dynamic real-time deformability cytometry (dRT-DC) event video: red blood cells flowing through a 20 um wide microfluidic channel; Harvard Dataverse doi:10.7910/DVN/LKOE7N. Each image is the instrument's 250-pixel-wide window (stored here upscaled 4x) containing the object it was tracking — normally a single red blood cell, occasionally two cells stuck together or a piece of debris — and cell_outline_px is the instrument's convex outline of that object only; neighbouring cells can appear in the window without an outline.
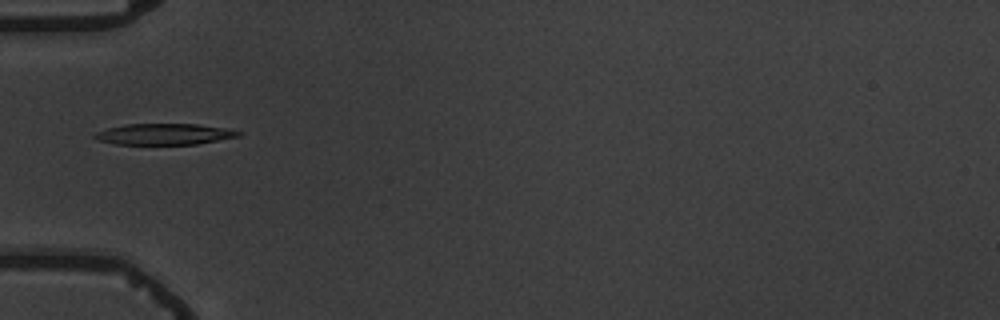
{"species": "common noctule bat (a hibernating species)", "species_latin": "Nyctalus noctula", "temperature_condition": "warm", "stored_images_in_passage": 8, "camera_frame_rate_fps": 3000, "um_per_image_px": 0.085, "animal": {"sex": "male", "body_mass_g": 19.5, "forearm_length_mm": 54.6}, "frame": {"image": 1, "passage_image": 5, "time_ms": 4.667, "image_size_px": [1000, 320], "cell_outline_px": [[244, 132], [240, 136], [196, 144], [116, 144], [100, 140], [92, 136], [96, 132], [108, 128], [124, 124], [196, 124], [228, 128]], "centroid_in_image_um": [14.01, 11.39], "position_along_channel_um": 71.0, "area_um2": 17.63}}
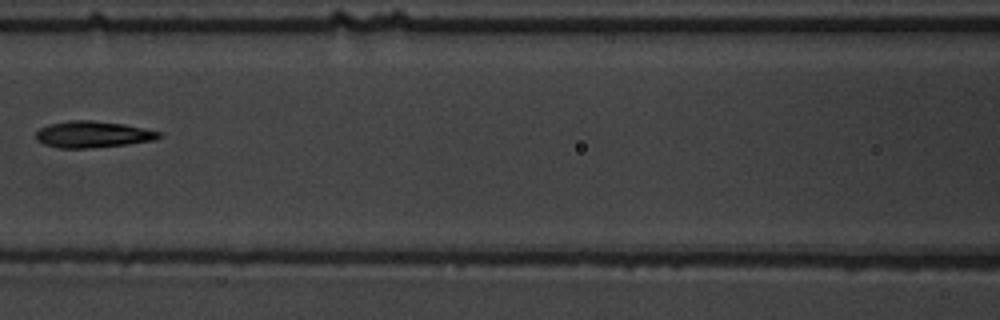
{"frame": {"image": 2, "passage_image": 7, "time_ms": 7.0, "image_size_px": [1000, 320], "cell_outline_px": [[160, 136], [156, 140], [128, 144], [92, 148], [60, 148], [44, 144], [36, 140], [36, 132], [40, 128], [48, 124], [68, 120], [92, 120], [124, 124], [160, 132]], "centroid_in_image_um": [7.85, 11.42], "position_along_channel_um": 158.7, "area_um2": 19.02}}
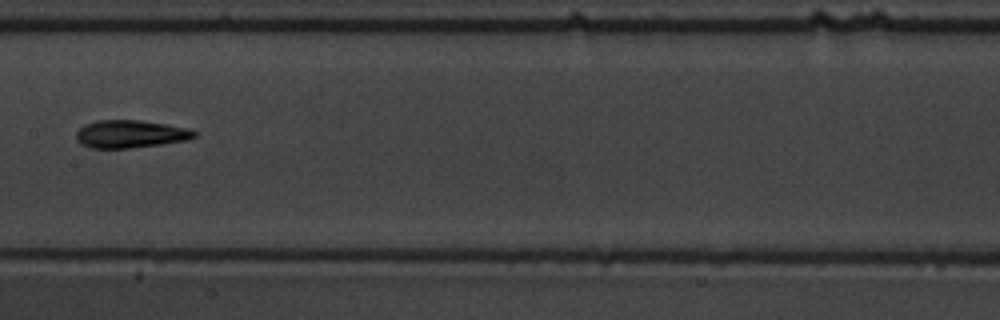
{"frame": {"image": 3, "passage_image": 8, "time_ms": 8.0, "image_size_px": [1000, 320], "cell_outline_px": [[196, 136], [188, 140], [160, 144], [128, 148], [92, 148], [80, 144], [76, 140], [76, 132], [84, 124], [96, 120], [140, 120], [188, 128], [196, 132]], "centroid_in_image_um": [11.05, 11.39], "position_along_channel_um": 196.4, "area_um2": 19.07}}